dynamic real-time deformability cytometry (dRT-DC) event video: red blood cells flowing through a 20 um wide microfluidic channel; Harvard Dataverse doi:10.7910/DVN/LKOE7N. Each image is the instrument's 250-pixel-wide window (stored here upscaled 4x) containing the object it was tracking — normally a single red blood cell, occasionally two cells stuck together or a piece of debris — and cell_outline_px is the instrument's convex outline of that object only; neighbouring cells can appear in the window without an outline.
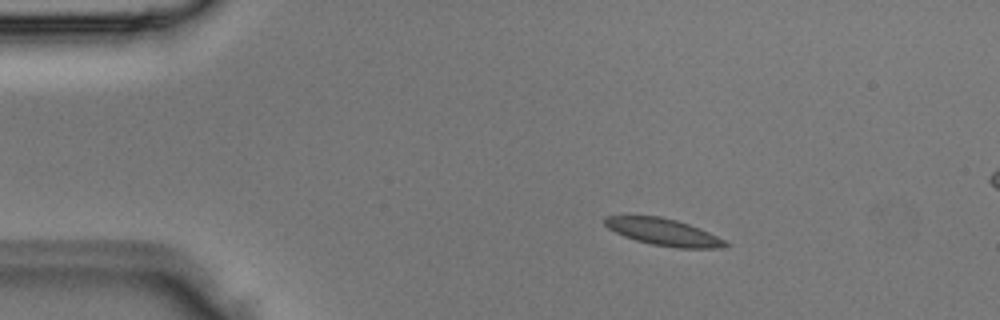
{"species": "Egyptian fruit bat (a non-hibernating species)", "species_latin": "Rousettus aegyptiacus", "temperature_condition": "room temperature", "stored_images_in_passage": 3, "segment_of_instrument_passage": [1, 2], "camera_frame_rate_fps": 3000, "um_per_image_px": 0.085, "animal": {"sex": "male"}, "frame": {"image": 1, "passage_image": 1, "time_ms": 0.0, "image_size_px": [1000, 320], "cell_outline_px": [[728, 244], [720, 248], [680, 248], [652, 244], [636, 240], [624, 236], [608, 228], [604, 224], [604, 216], [660, 216], [676, 220], [700, 228], [724, 240]], "centroid_in_image_um": [56.37, 19.72], "position_along_channel_um": 28.6, "area_um2": 18.61}}